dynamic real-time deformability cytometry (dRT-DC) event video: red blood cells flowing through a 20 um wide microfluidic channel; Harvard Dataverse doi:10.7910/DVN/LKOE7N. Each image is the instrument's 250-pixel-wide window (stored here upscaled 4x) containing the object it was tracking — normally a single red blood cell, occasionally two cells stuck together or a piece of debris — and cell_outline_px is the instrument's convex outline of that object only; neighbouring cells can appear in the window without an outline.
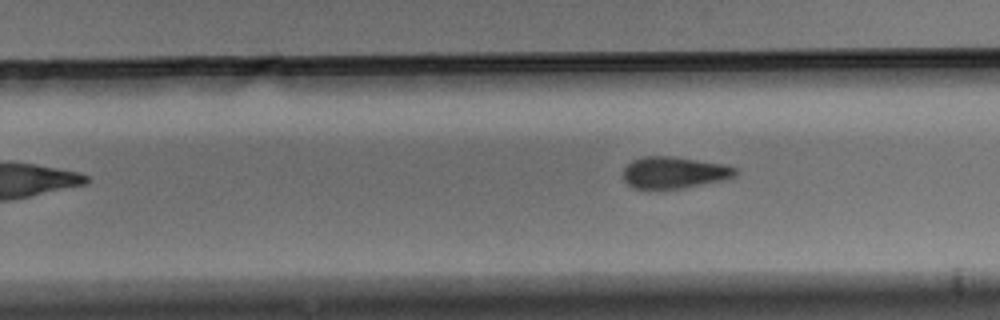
{"species": "Egyptian fruit bat (a non-hibernating species)", "species_latin": "Rousettus aegyptiacus", "temperature_condition": "warm", "stored_images_in_passage": 8, "segment_of_instrument_passage": [2, 2], "camera_frame_rate_fps": 3000, "um_per_image_px": 0.085, "animal": {"sex": "male"}, "frame": {"image": 1, "passage_image": 8, "time_ms": 2.333, "image_size_px": [1000, 320], "cell_outline_px": [[736, 176], [724, 180], [684, 188], [648, 192], [632, 188], [624, 180], [624, 168], [632, 160], [640, 156], [672, 156], [724, 164], [736, 168]], "centroid_in_image_um": [57.24, 14.71], "position_along_channel_um": 272.6, "area_um2": 21.44}}